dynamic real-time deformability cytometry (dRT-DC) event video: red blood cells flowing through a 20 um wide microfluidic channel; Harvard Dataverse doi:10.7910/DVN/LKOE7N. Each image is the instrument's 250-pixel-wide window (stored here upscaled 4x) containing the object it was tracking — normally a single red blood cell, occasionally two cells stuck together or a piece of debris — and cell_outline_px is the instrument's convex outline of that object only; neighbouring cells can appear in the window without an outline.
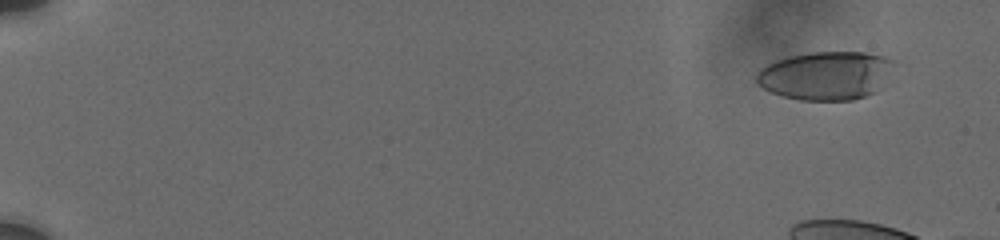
{"species": "human", "species_latin": "Homo sapiens", "temperature_condition": "cold", "stored_images_in_passage": 19, "camera_frame_rate_fps": 3000, "um_per_image_px": 0.085, "donor": {"sex": "male"}, "frame": {"image": 1, "passage_image": 1, "time_ms": 0.0, "image_size_px": [1000, 240], "cell_outline_px": [[896, 60], [872, 92], [864, 96], [852, 100], [800, 100], [784, 96], [772, 92], [764, 88], [756, 80], [756, 76], [760, 68], [776, 60], [788, 56], [812, 52], [868, 52], [884, 56]], "centroid_in_image_um": [70.13, 6.4], "position_along_channel_um": 14.9, "area_um2": 38.03}}